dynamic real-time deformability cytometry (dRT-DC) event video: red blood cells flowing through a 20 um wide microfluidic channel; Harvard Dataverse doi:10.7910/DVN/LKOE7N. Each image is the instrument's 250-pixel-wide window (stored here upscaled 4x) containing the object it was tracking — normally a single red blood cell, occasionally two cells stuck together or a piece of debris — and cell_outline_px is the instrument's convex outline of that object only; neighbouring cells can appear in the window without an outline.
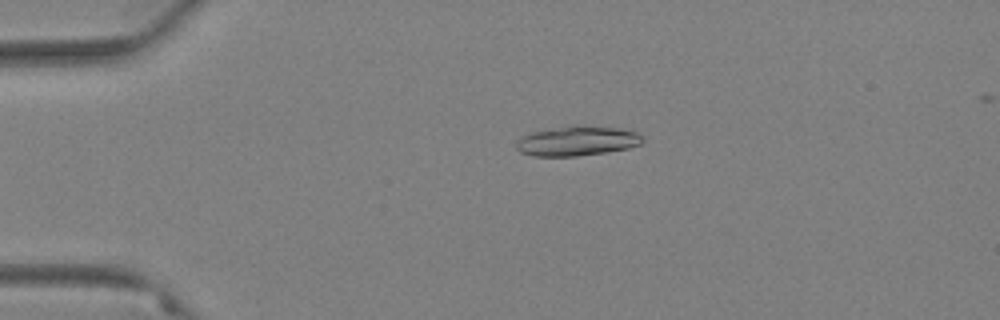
{"species": "Egyptian fruit bat (a non-hibernating species)", "species_latin": "Rousettus aegyptiacus", "temperature_condition": "warm", "stored_images_in_passage": 60, "camera_frame_rate_fps": 3000, "um_per_image_px": 0.085, "animal": {"sex": "female"}, "frame": {"image": 1, "passage_image": 14, "time_ms": 4.333, "image_size_px": [1000, 320], "cell_outline_px": [[644, 140], [640, 144], [628, 148], [608, 152], [576, 156], [532, 156], [520, 152], [516, 148], [516, 140], [520, 136], [532, 132], [548, 128], [572, 124], [620, 128], [636, 132]], "centroid_in_image_um": [49.01, 11.97], "position_along_channel_um": 36.0, "area_um2": 22.25}}
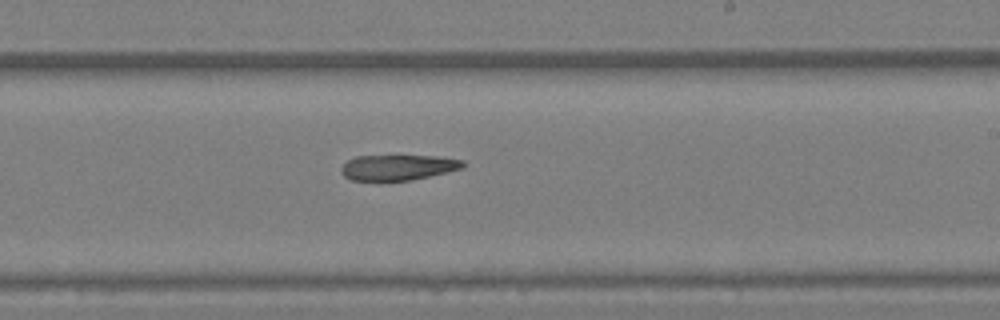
{"frame": {"image": 2, "passage_image": 37, "time_ms": 12.0, "image_size_px": [1000, 320], "cell_outline_px": [[464, 168], [412, 180], [352, 180], [344, 176], [340, 168], [348, 160], [356, 156], [436, 156], [464, 160]], "centroid_in_image_um": [33.84, 14.22], "position_along_channel_um": 255.2, "area_um2": 17.92}}
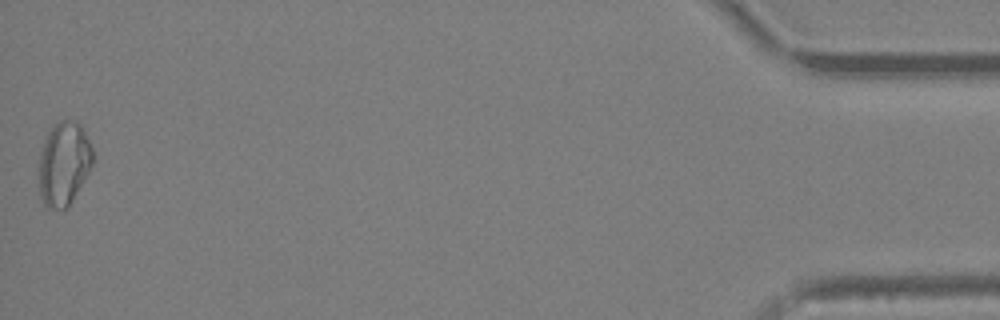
{"frame": {"image": 3, "passage_image": 60, "time_ms": 19.667, "image_size_px": [1000, 320], "cell_outline_px": [[92, 164], [88, 172], [68, 208], [48, 208], [44, 204], [40, 196], [40, 152], [48, 132], [52, 124], [60, 120], [68, 120], [80, 124], [84, 128], [92, 148]], "centroid_in_image_um": [5.43, 13.88], "position_along_channel_um": 429.8, "area_um2": 26.01}}